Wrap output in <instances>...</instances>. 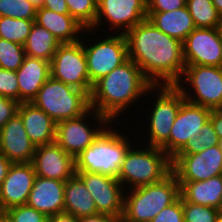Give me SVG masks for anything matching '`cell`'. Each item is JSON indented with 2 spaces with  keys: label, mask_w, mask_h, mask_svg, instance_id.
<instances>
[{
  "label": "cell",
  "mask_w": 222,
  "mask_h": 222,
  "mask_svg": "<svg viewBox=\"0 0 222 222\" xmlns=\"http://www.w3.org/2000/svg\"><path fill=\"white\" fill-rule=\"evenodd\" d=\"M36 177L32 163H13L0 188V214L27 204Z\"/></svg>",
  "instance_id": "cell-18"
},
{
  "label": "cell",
  "mask_w": 222,
  "mask_h": 222,
  "mask_svg": "<svg viewBox=\"0 0 222 222\" xmlns=\"http://www.w3.org/2000/svg\"><path fill=\"white\" fill-rule=\"evenodd\" d=\"M8 222H47V216L25 205L15 206L7 209L1 214Z\"/></svg>",
  "instance_id": "cell-35"
},
{
  "label": "cell",
  "mask_w": 222,
  "mask_h": 222,
  "mask_svg": "<svg viewBox=\"0 0 222 222\" xmlns=\"http://www.w3.org/2000/svg\"><path fill=\"white\" fill-rule=\"evenodd\" d=\"M216 222H222V209L219 210V214H218Z\"/></svg>",
  "instance_id": "cell-48"
},
{
  "label": "cell",
  "mask_w": 222,
  "mask_h": 222,
  "mask_svg": "<svg viewBox=\"0 0 222 222\" xmlns=\"http://www.w3.org/2000/svg\"><path fill=\"white\" fill-rule=\"evenodd\" d=\"M148 93H151V96L154 95L152 97L154 101L153 99L150 101L152 106L147 108L149 115L146 116L148 119H145V121L148 120L145 129L148 140L144 137L142 141H145L143 143H146L145 145L161 148L169 156L171 127L185 98L175 85H153Z\"/></svg>",
  "instance_id": "cell-6"
},
{
  "label": "cell",
  "mask_w": 222,
  "mask_h": 222,
  "mask_svg": "<svg viewBox=\"0 0 222 222\" xmlns=\"http://www.w3.org/2000/svg\"><path fill=\"white\" fill-rule=\"evenodd\" d=\"M37 7L29 0H0V17L35 20Z\"/></svg>",
  "instance_id": "cell-33"
},
{
  "label": "cell",
  "mask_w": 222,
  "mask_h": 222,
  "mask_svg": "<svg viewBox=\"0 0 222 222\" xmlns=\"http://www.w3.org/2000/svg\"><path fill=\"white\" fill-rule=\"evenodd\" d=\"M147 12H167L186 6V0H146Z\"/></svg>",
  "instance_id": "cell-39"
},
{
  "label": "cell",
  "mask_w": 222,
  "mask_h": 222,
  "mask_svg": "<svg viewBox=\"0 0 222 222\" xmlns=\"http://www.w3.org/2000/svg\"><path fill=\"white\" fill-rule=\"evenodd\" d=\"M186 65L222 67V38L218 28H195L183 42Z\"/></svg>",
  "instance_id": "cell-15"
},
{
  "label": "cell",
  "mask_w": 222,
  "mask_h": 222,
  "mask_svg": "<svg viewBox=\"0 0 222 222\" xmlns=\"http://www.w3.org/2000/svg\"><path fill=\"white\" fill-rule=\"evenodd\" d=\"M150 222H185L181 197L161 210Z\"/></svg>",
  "instance_id": "cell-37"
},
{
  "label": "cell",
  "mask_w": 222,
  "mask_h": 222,
  "mask_svg": "<svg viewBox=\"0 0 222 222\" xmlns=\"http://www.w3.org/2000/svg\"><path fill=\"white\" fill-rule=\"evenodd\" d=\"M182 201L222 209V175L204 181H178Z\"/></svg>",
  "instance_id": "cell-24"
},
{
  "label": "cell",
  "mask_w": 222,
  "mask_h": 222,
  "mask_svg": "<svg viewBox=\"0 0 222 222\" xmlns=\"http://www.w3.org/2000/svg\"><path fill=\"white\" fill-rule=\"evenodd\" d=\"M35 23L46 28L61 44L80 41L86 29L70 14H60L43 7L37 8Z\"/></svg>",
  "instance_id": "cell-23"
},
{
  "label": "cell",
  "mask_w": 222,
  "mask_h": 222,
  "mask_svg": "<svg viewBox=\"0 0 222 222\" xmlns=\"http://www.w3.org/2000/svg\"><path fill=\"white\" fill-rule=\"evenodd\" d=\"M25 56L23 45L0 38V68L16 71Z\"/></svg>",
  "instance_id": "cell-32"
},
{
  "label": "cell",
  "mask_w": 222,
  "mask_h": 222,
  "mask_svg": "<svg viewBox=\"0 0 222 222\" xmlns=\"http://www.w3.org/2000/svg\"><path fill=\"white\" fill-rule=\"evenodd\" d=\"M140 145L128 149L117 176L125 190L159 182L172 172V159L161 148Z\"/></svg>",
  "instance_id": "cell-5"
},
{
  "label": "cell",
  "mask_w": 222,
  "mask_h": 222,
  "mask_svg": "<svg viewBox=\"0 0 222 222\" xmlns=\"http://www.w3.org/2000/svg\"><path fill=\"white\" fill-rule=\"evenodd\" d=\"M32 164L36 176L67 181L75 174V158L56 142L36 147Z\"/></svg>",
  "instance_id": "cell-17"
},
{
  "label": "cell",
  "mask_w": 222,
  "mask_h": 222,
  "mask_svg": "<svg viewBox=\"0 0 222 222\" xmlns=\"http://www.w3.org/2000/svg\"><path fill=\"white\" fill-rule=\"evenodd\" d=\"M35 20L0 17V38L25 45Z\"/></svg>",
  "instance_id": "cell-29"
},
{
  "label": "cell",
  "mask_w": 222,
  "mask_h": 222,
  "mask_svg": "<svg viewBox=\"0 0 222 222\" xmlns=\"http://www.w3.org/2000/svg\"><path fill=\"white\" fill-rule=\"evenodd\" d=\"M219 141L215 129L209 120L200 130V134L189 139L186 145L177 154H195L203 152L208 147L219 145Z\"/></svg>",
  "instance_id": "cell-31"
},
{
  "label": "cell",
  "mask_w": 222,
  "mask_h": 222,
  "mask_svg": "<svg viewBox=\"0 0 222 222\" xmlns=\"http://www.w3.org/2000/svg\"><path fill=\"white\" fill-rule=\"evenodd\" d=\"M32 103L57 123L86 113L90 109V96L50 76Z\"/></svg>",
  "instance_id": "cell-7"
},
{
  "label": "cell",
  "mask_w": 222,
  "mask_h": 222,
  "mask_svg": "<svg viewBox=\"0 0 222 222\" xmlns=\"http://www.w3.org/2000/svg\"><path fill=\"white\" fill-rule=\"evenodd\" d=\"M50 73L54 79L85 91L90 96L93 86L89 80L82 38L58 46L50 63Z\"/></svg>",
  "instance_id": "cell-11"
},
{
  "label": "cell",
  "mask_w": 222,
  "mask_h": 222,
  "mask_svg": "<svg viewBox=\"0 0 222 222\" xmlns=\"http://www.w3.org/2000/svg\"><path fill=\"white\" fill-rule=\"evenodd\" d=\"M87 32L92 33L94 38L89 37V33L85 35ZM84 33L83 35L86 36L87 40H84L86 38L82 35V44L86 54L89 80L93 86L98 80L129 59L128 45L125 34H115L109 31L107 32L109 33L108 36L104 33L103 38V36L95 37L96 31L92 29H85Z\"/></svg>",
  "instance_id": "cell-8"
},
{
  "label": "cell",
  "mask_w": 222,
  "mask_h": 222,
  "mask_svg": "<svg viewBox=\"0 0 222 222\" xmlns=\"http://www.w3.org/2000/svg\"><path fill=\"white\" fill-rule=\"evenodd\" d=\"M128 58L153 85H176L181 79L185 61L183 43L160 31L149 19L126 34Z\"/></svg>",
  "instance_id": "cell-1"
},
{
  "label": "cell",
  "mask_w": 222,
  "mask_h": 222,
  "mask_svg": "<svg viewBox=\"0 0 222 222\" xmlns=\"http://www.w3.org/2000/svg\"><path fill=\"white\" fill-rule=\"evenodd\" d=\"M17 114L21 117L28 137L35 147L56 140L57 123L32 102L19 104Z\"/></svg>",
  "instance_id": "cell-21"
},
{
  "label": "cell",
  "mask_w": 222,
  "mask_h": 222,
  "mask_svg": "<svg viewBox=\"0 0 222 222\" xmlns=\"http://www.w3.org/2000/svg\"><path fill=\"white\" fill-rule=\"evenodd\" d=\"M186 7L196 28H218L220 14L212 0H186Z\"/></svg>",
  "instance_id": "cell-28"
},
{
  "label": "cell",
  "mask_w": 222,
  "mask_h": 222,
  "mask_svg": "<svg viewBox=\"0 0 222 222\" xmlns=\"http://www.w3.org/2000/svg\"><path fill=\"white\" fill-rule=\"evenodd\" d=\"M35 150L18 114L0 129V153L12 163H32Z\"/></svg>",
  "instance_id": "cell-19"
},
{
  "label": "cell",
  "mask_w": 222,
  "mask_h": 222,
  "mask_svg": "<svg viewBox=\"0 0 222 222\" xmlns=\"http://www.w3.org/2000/svg\"><path fill=\"white\" fill-rule=\"evenodd\" d=\"M43 8L60 14H69V9L65 0H44Z\"/></svg>",
  "instance_id": "cell-40"
},
{
  "label": "cell",
  "mask_w": 222,
  "mask_h": 222,
  "mask_svg": "<svg viewBox=\"0 0 222 222\" xmlns=\"http://www.w3.org/2000/svg\"><path fill=\"white\" fill-rule=\"evenodd\" d=\"M120 219L112 215L97 213L90 216H84L79 218V222H119Z\"/></svg>",
  "instance_id": "cell-41"
},
{
  "label": "cell",
  "mask_w": 222,
  "mask_h": 222,
  "mask_svg": "<svg viewBox=\"0 0 222 222\" xmlns=\"http://www.w3.org/2000/svg\"><path fill=\"white\" fill-rule=\"evenodd\" d=\"M76 175L92 195L97 212L112 215L121 220L126 190L120 181L96 172L76 171Z\"/></svg>",
  "instance_id": "cell-13"
},
{
  "label": "cell",
  "mask_w": 222,
  "mask_h": 222,
  "mask_svg": "<svg viewBox=\"0 0 222 222\" xmlns=\"http://www.w3.org/2000/svg\"><path fill=\"white\" fill-rule=\"evenodd\" d=\"M65 181L36 176L27 205L47 217L64 212Z\"/></svg>",
  "instance_id": "cell-20"
},
{
  "label": "cell",
  "mask_w": 222,
  "mask_h": 222,
  "mask_svg": "<svg viewBox=\"0 0 222 222\" xmlns=\"http://www.w3.org/2000/svg\"><path fill=\"white\" fill-rule=\"evenodd\" d=\"M113 125L110 123L89 147L75 157V171L96 172L117 178L128 149L135 143L132 142L134 139L125 137L120 132L122 130Z\"/></svg>",
  "instance_id": "cell-3"
},
{
  "label": "cell",
  "mask_w": 222,
  "mask_h": 222,
  "mask_svg": "<svg viewBox=\"0 0 222 222\" xmlns=\"http://www.w3.org/2000/svg\"><path fill=\"white\" fill-rule=\"evenodd\" d=\"M152 86L142 70L128 59L93 85L90 108L115 123V120L123 118L121 116L122 113L125 114V110L132 105L136 107V102L139 105L138 101L141 98L147 95L150 98L148 90Z\"/></svg>",
  "instance_id": "cell-2"
},
{
  "label": "cell",
  "mask_w": 222,
  "mask_h": 222,
  "mask_svg": "<svg viewBox=\"0 0 222 222\" xmlns=\"http://www.w3.org/2000/svg\"><path fill=\"white\" fill-rule=\"evenodd\" d=\"M209 120L211 121L219 140H222V112L220 110H212Z\"/></svg>",
  "instance_id": "cell-42"
},
{
  "label": "cell",
  "mask_w": 222,
  "mask_h": 222,
  "mask_svg": "<svg viewBox=\"0 0 222 222\" xmlns=\"http://www.w3.org/2000/svg\"><path fill=\"white\" fill-rule=\"evenodd\" d=\"M90 118L94 123H90ZM110 123L105 116L90 108L79 117L57 122L55 142L75 158L89 147Z\"/></svg>",
  "instance_id": "cell-10"
},
{
  "label": "cell",
  "mask_w": 222,
  "mask_h": 222,
  "mask_svg": "<svg viewBox=\"0 0 222 222\" xmlns=\"http://www.w3.org/2000/svg\"><path fill=\"white\" fill-rule=\"evenodd\" d=\"M147 19L160 31L182 43L196 28L186 6L167 12H147Z\"/></svg>",
  "instance_id": "cell-25"
},
{
  "label": "cell",
  "mask_w": 222,
  "mask_h": 222,
  "mask_svg": "<svg viewBox=\"0 0 222 222\" xmlns=\"http://www.w3.org/2000/svg\"><path fill=\"white\" fill-rule=\"evenodd\" d=\"M0 222H8V221L0 214Z\"/></svg>",
  "instance_id": "cell-49"
},
{
  "label": "cell",
  "mask_w": 222,
  "mask_h": 222,
  "mask_svg": "<svg viewBox=\"0 0 222 222\" xmlns=\"http://www.w3.org/2000/svg\"><path fill=\"white\" fill-rule=\"evenodd\" d=\"M19 86V102H32L42 85L51 76L50 62L25 56L22 65L16 70Z\"/></svg>",
  "instance_id": "cell-22"
},
{
  "label": "cell",
  "mask_w": 222,
  "mask_h": 222,
  "mask_svg": "<svg viewBox=\"0 0 222 222\" xmlns=\"http://www.w3.org/2000/svg\"><path fill=\"white\" fill-rule=\"evenodd\" d=\"M145 19H147L146 0H98L97 17L90 29L99 31L100 26L103 28L108 23L110 31L114 32L115 29V34H126Z\"/></svg>",
  "instance_id": "cell-12"
},
{
  "label": "cell",
  "mask_w": 222,
  "mask_h": 222,
  "mask_svg": "<svg viewBox=\"0 0 222 222\" xmlns=\"http://www.w3.org/2000/svg\"><path fill=\"white\" fill-rule=\"evenodd\" d=\"M19 104L17 100L0 95V129L17 114Z\"/></svg>",
  "instance_id": "cell-38"
},
{
  "label": "cell",
  "mask_w": 222,
  "mask_h": 222,
  "mask_svg": "<svg viewBox=\"0 0 222 222\" xmlns=\"http://www.w3.org/2000/svg\"><path fill=\"white\" fill-rule=\"evenodd\" d=\"M29 1L37 8L43 7L44 4V0H29Z\"/></svg>",
  "instance_id": "cell-46"
},
{
  "label": "cell",
  "mask_w": 222,
  "mask_h": 222,
  "mask_svg": "<svg viewBox=\"0 0 222 222\" xmlns=\"http://www.w3.org/2000/svg\"><path fill=\"white\" fill-rule=\"evenodd\" d=\"M0 95L19 102V86L16 71L0 68Z\"/></svg>",
  "instance_id": "cell-36"
},
{
  "label": "cell",
  "mask_w": 222,
  "mask_h": 222,
  "mask_svg": "<svg viewBox=\"0 0 222 222\" xmlns=\"http://www.w3.org/2000/svg\"><path fill=\"white\" fill-rule=\"evenodd\" d=\"M211 109L187 101L182 102L172 124L169 137V157L172 159L188 142L200 134L204 124L209 121Z\"/></svg>",
  "instance_id": "cell-16"
},
{
  "label": "cell",
  "mask_w": 222,
  "mask_h": 222,
  "mask_svg": "<svg viewBox=\"0 0 222 222\" xmlns=\"http://www.w3.org/2000/svg\"><path fill=\"white\" fill-rule=\"evenodd\" d=\"M219 147H220V149L222 151V140L219 141Z\"/></svg>",
  "instance_id": "cell-50"
},
{
  "label": "cell",
  "mask_w": 222,
  "mask_h": 222,
  "mask_svg": "<svg viewBox=\"0 0 222 222\" xmlns=\"http://www.w3.org/2000/svg\"><path fill=\"white\" fill-rule=\"evenodd\" d=\"M64 212L78 218L98 213L92 195L76 174L65 181Z\"/></svg>",
  "instance_id": "cell-26"
},
{
  "label": "cell",
  "mask_w": 222,
  "mask_h": 222,
  "mask_svg": "<svg viewBox=\"0 0 222 222\" xmlns=\"http://www.w3.org/2000/svg\"><path fill=\"white\" fill-rule=\"evenodd\" d=\"M212 2L217 12L221 15L222 14V0H212Z\"/></svg>",
  "instance_id": "cell-45"
},
{
  "label": "cell",
  "mask_w": 222,
  "mask_h": 222,
  "mask_svg": "<svg viewBox=\"0 0 222 222\" xmlns=\"http://www.w3.org/2000/svg\"><path fill=\"white\" fill-rule=\"evenodd\" d=\"M175 86L191 103L211 110L222 108V67L186 65Z\"/></svg>",
  "instance_id": "cell-9"
},
{
  "label": "cell",
  "mask_w": 222,
  "mask_h": 222,
  "mask_svg": "<svg viewBox=\"0 0 222 222\" xmlns=\"http://www.w3.org/2000/svg\"><path fill=\"white\" fill-rule=\"evenodd\" d=\"M69 14L86 29H90L96 20L98 0H65Z\"/></svg>",
  "instance_id": "cell-30"
},
{
  "label": "cell",
  "mask_w": 222,
  "mask_h": 222,
  "mask_svg": "<svg viewBox=\"0 0 222 222\" xmlns=\"http://www.w3.org/2000/svg\"><path fill=\"white\" fill-rule=\"evenodd\" d=\"M219 32H220V35H221V38H222V14L220 15V21H219Z\"/></svg>",
  "instance_id": "cell-47"
},
{
  "label": "cell",
  "mask_w": 222,
  "mask_h": 222,
  "mask_svg": "<svg viewBox=\"0 0 222 222\" xmlns=\"http://www.w3.org/2000/svg\"><path fill=\"white\" fill-rule=\"evenodd\" d=\"M47 222H79V218L66 212L48 216Z\"/></svg>",
  "instance_id": "cell-43"
},
{
  "label": "cell",
  "mask_w": 222,
  "mask_h": 222,
  "mask_svg": "<svg viewBox=\"0 0 222 222\" xmlns=\"http://www.w3.org/2000/svg\"><path fill=\"white\" fill-rule=\"evenodd\" d=\"M172 172L178 181H204L222 175V151L213 145L195 154H176Z\"/></svg>",
  "instance_id": "cell-14"
},
{
  "label": "cell",
  "mask_w": 222,
  "mask_h": 222,
  "mask_svg": "<svg viewBox=\"0 0 222 222\" xmlns=\"http://www.w3.org/2000/svg\"><path fill=\"white\" fill-rule=\"evenodd\" d=\"M61 43L46 28L33 23L24 45L25 54L51 63Z\"/></svg>",
  "instance_id": "cell-27"
},
{
  "label": "cell",
  "mask_w": 222,
  "mask_h": 222,
  "mask_svg": "<svg viewBox=\"0 0 222 222\" xmlns=\"http://www.w3.org/2000/svg\"><path fill=\"white\" fill-rule=\"evenodd\" d=\"M12 164L7 157L0 153V188Z\"/></svg>",
  "instance_id": "cell-44"
},
{
  "label": "cell",
  "mask_w": 222,
  "mask_h": 222,
  "mask_svg": "<svg viewBox=\"0 0 222 222\" xmlns=\"http://www.w3.org/2000/svg\"><path fill=\"white\" fill-rule=\"evenodd\" d=\"M185 222H216L219 209L183 201Z\"/></svg>",
  "instance_id": "cell-34"
},
{
  "label": "cell",
  "mask_w": 222,
  "mask_h": 222,
  "mask_svg": "<svg viewBox=\"0 0 222 222\" xmlns=\"http://www.w3.org/2000/svg\"><path fill=\"white\" fill-rule=\"evenodd\" d=\"M180 197V185L171 172L163 180L125 191L123 222H150Z\"/></svg>",
  "instance_id": "cell-4"
}]
</instances>
